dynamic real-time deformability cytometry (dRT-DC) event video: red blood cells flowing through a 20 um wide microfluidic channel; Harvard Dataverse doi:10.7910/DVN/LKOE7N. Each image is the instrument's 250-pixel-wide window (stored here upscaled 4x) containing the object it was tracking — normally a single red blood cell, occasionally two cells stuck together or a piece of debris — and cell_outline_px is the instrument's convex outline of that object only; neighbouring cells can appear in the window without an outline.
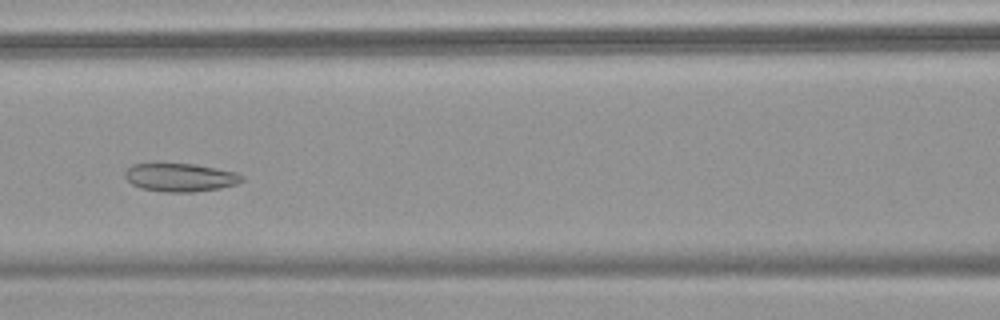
{"species": "common noctule bat (a hibernating species)", "species_latin": "Nyctalus noctula", "temperature_condition": "warm", "stored_images_in_passage": 53, "camera_frame_rate_fps": 3000, "um_per_image_px": 0.085, "animal": {"sex": "female", "body_mass_g": 18.4}, "frame": {"image": 1, "passage_image": 24, "time_ms": 7.667, "image_size_px": [1000, 320], "cell_outline_px": [[244, 180], [236, 184], [220, 188], [192, 192], [168, 192], [140, 188], [132, 184], [124, 176], [124, 172], [132, 164], [156, 160], [196, 164], [236, 172], [244, 176]], "centroid_in_image_um": [15.26, 15.02], "position_along_channel_um": 151.3, "area_um2": 20.11}}
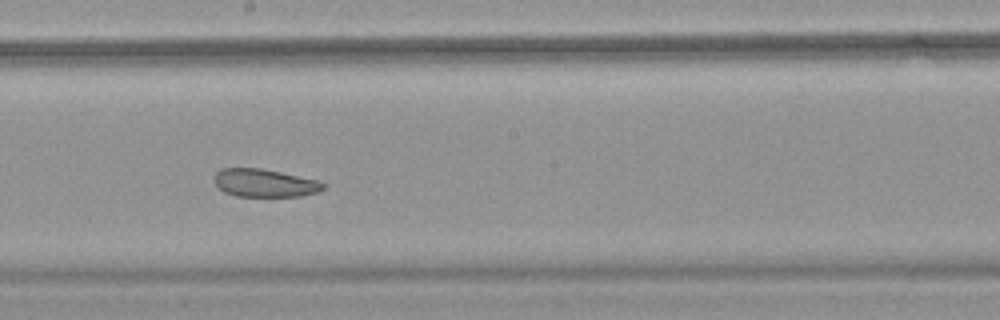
{"frame": {"image": 2, "passage_image": 30, "time_ms": 9.667, "image_size_px": [1000, 320], "cell_outline_px": [[328, 184], [324, 188], [316, 192], [300, 196], [236, 196], [224, 192], [212, 180], [216, 172], [220, 168], [260, 168], [320, 180]], "centroid_in_image_um": [22.5, 15.55], "position_along_channel_um": 225.7, "area_um2": 17.86}}
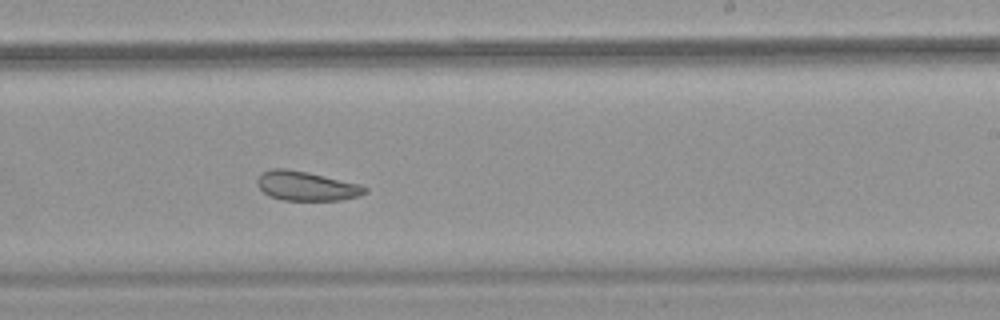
{"frame": {"image": 3, "passage_image": 33, "time_ms": 10.667, "image_size_px": [1000, 320], "cell_outline_px": [[368, 192], [356, 196], [340, 200], [284, 200], [268, 196], [256, 184], [256, 180], [264, 172], [272, 168], [284, 168], [308, 172], [360, 184], [368, 188]], "centroid_in_image_um": [26.03, 15.81], "position_along_channel_um": 263.0, "area_um2": 18.32}, "authors_computed_cell_mechanics": {"area_um2": 25.7788, "velocity_mm_per_s": 3.7452, "shape_relaxation_time_tau1_ms": null, "shape_relaxation_time_tau2_ms": 2.2593, "deformation_change_tau1": null, "deformation_change_tau2": 0.0952}}